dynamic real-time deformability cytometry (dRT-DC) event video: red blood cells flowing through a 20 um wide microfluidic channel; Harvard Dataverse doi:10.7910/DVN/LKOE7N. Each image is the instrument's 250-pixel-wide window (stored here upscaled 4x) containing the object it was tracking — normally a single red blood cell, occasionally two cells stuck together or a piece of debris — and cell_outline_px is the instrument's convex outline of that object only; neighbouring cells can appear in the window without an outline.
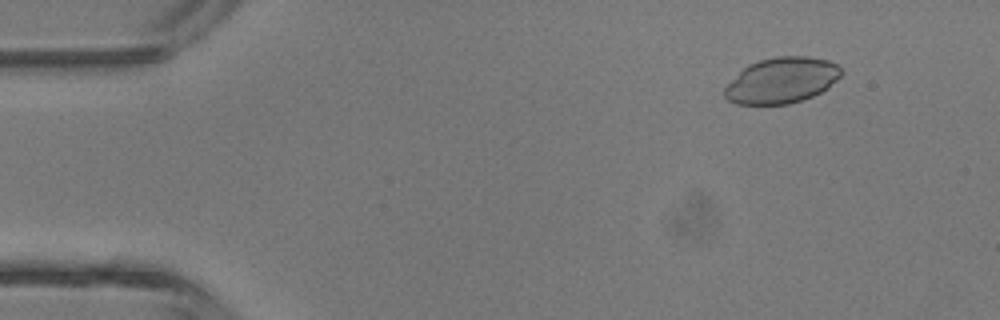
{"species": "common noctule bat (a hibernating species)", "species_latin": "Nyctalus noctula", "temperature_condition": "room temperature", "stored_images_in_passage": 4, "camera_frame_rate_fps": 3000, "um_per_image_px": 0.085, "animal": {"sex": "male", "body_mass_g": 13.3}, "frame": {"image": 1, "passage_image": 2, "time_ms": 1.333, "image_size_px": [1000, 320], "cell_outline_px": [[840, 76], [836, 80], [820, 92], [812, 96], [788, 104], [736, 104], [728, 100], [724, 96], [724, 88], [748, 64], [760, 60], [776, 56], [808, 56], [828, 60], [836, 64], [840, 68]], "centroid_in_image_um": [66.42, 6.82], "position_along_channel_um": 18.6, "area_um2": 30.69}}